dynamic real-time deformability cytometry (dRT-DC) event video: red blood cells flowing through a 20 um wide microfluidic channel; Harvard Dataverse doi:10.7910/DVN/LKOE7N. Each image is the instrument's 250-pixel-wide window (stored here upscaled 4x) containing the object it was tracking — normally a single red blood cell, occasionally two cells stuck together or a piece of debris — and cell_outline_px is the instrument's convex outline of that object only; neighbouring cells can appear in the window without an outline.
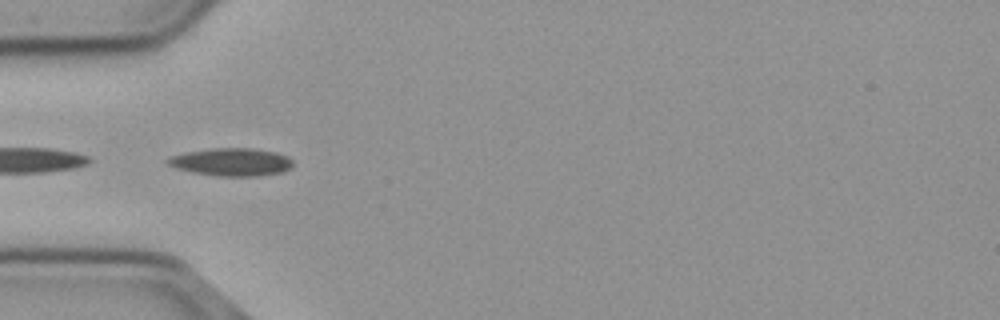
{"species": "common noctule bat (a hibernating species)", "species_latin": "Nyctalus noctula", "temperature_condition": "cold", "stored_images_in_passage": 12, "camera_frame_rate_fps": 3000, "um_per_image_px": 0.085, "animal": {"sex": "male", "body_mass_g": 23.1, "forearm_length_mm": 52.7}, "frame": {"image": 1, "passage_image": 7, "time_ms": 2.0, "image_size_px": [1000, 320], "cell_outline_px": [[292, 168], [284, 172], [260, 176], [216, 176], [192, 172], [176, 168], [168, 164], [164, 160], [168, 156], [184, 152], [212, 148], [252, 148], [276, 152], [288, 156], [292, 160]], "centroid_in_image_um": [19.67, 13.77], "position_along_channel_um": 65.3, "area_um2": 20.63}}
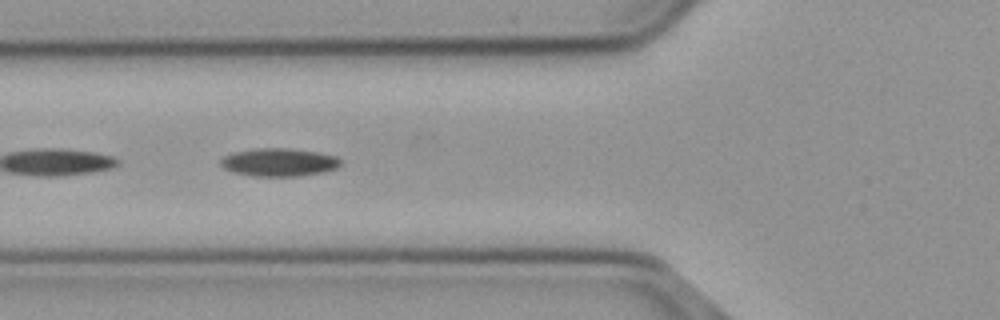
{"frame": {"image": 2, "passage_image": 10, "time_ms": 3.0, "image_size_px": [1000, 320], "cell_outline_px": [[340, 164], [336, 168], [324, 172], [300, 176], [252, 176], [232, 172], [224, 168], [220, 164], [220, 160], [224, 156], [236, 152], [260, 148], [284, 148], [316, 152], [336, 156], [340, 160]], "centroid_in_image_um": [23.7, 13.8], "position_along_channel_um": 102.1, "area_um2": 19.42}}